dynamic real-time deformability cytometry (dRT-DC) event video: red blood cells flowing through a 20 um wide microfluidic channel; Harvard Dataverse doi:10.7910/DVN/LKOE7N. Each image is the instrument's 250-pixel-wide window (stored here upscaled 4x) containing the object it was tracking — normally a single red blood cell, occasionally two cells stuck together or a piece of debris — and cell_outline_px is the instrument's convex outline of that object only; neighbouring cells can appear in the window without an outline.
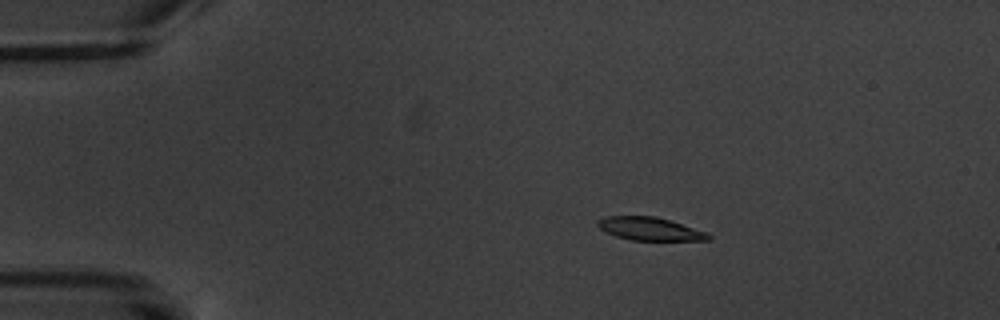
{"species": "common noctule bat (a hibernating species)", "species_latin": "Nyctalus noctula", "temperature_condition": "warm", "stored_images_in_passage": 6, "camera_frame_rate_fps": 3000, "um_per_image_px": 0.085, "animal": {"sex": "male", "body_mass_g": 20.1, "forearm_length_mm": 53.5}, "frame": {"image": 1, "passage_image": 3, "time_ms": 3.0, "image_size_px": [1000, 320], "cell_outline_px": [[712, 240], [632, 240], [616, 236], [600, 228], [596, 224], [596, 220], [604, 216], [656, 216], [708, 232], [712, 236]], "centroid_in_image_um": [55.25, 19.44], "position_along_channel_um": 29.7, "area_um2": 14.91}}
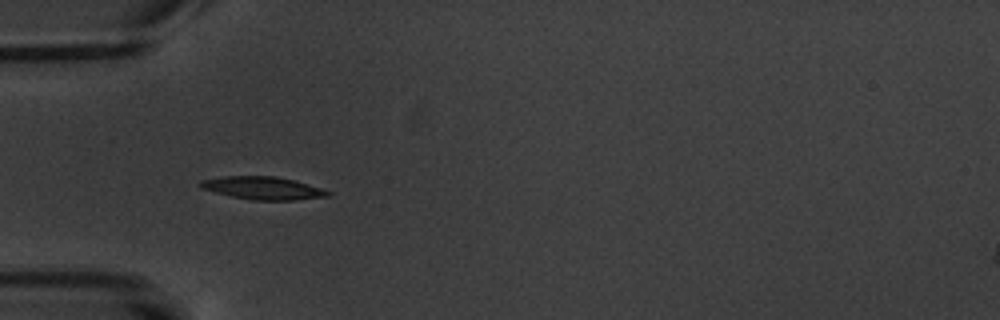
{"frame": {"image": 2, "passage_image": 5, "time_ms": 5.667, "image_size_px": [1000, 320], "cell_outline_px": [[332, 192], [328, 196], [296, 200], [252, 200], [232, 196], [200, 188], [196, 184], [200, 180], [224, 176], [276, 176], [296, 180]], "centroid_in_image_um": [22.32, 15.98], "position_along_channel_um": 62.7, "area_um2": 16.99}}